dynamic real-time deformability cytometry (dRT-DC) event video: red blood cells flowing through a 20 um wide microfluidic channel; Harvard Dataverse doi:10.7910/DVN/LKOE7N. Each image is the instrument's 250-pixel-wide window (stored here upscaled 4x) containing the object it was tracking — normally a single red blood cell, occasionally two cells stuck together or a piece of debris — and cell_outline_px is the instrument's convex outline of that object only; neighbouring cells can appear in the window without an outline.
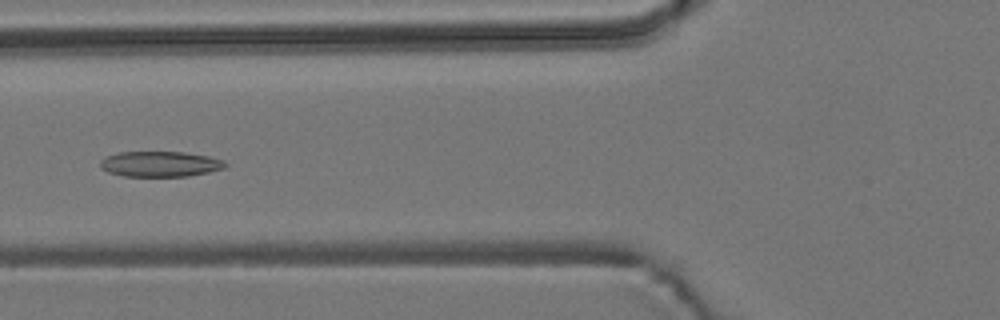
{"species": "common noctule bat (a hibernating species)", "species_latin": "Nyctalus noctula", "temperature_condition": "room temperature", "stored_images_in_passage": 46, "camera_frame_rate_fps": 3000, "um_per_image_px": 0.085, "animal": {"sex": "male", "body_mass_g": 19.2, "forearm_length_mm": 51.8}, "frame": {"image": 1, "passage_image": 21, "time_ms": 6.667, "image_size_px": [1000, 320], "cell_outline_px": [[228, 164], [224, 168], [208, 172], [188, 176], [124, 176], [108, 172], [100, 168], [100, 160], [108, 156], [120, 152], [184, 152], [208, 156], [224, 160]], "centroid_in_image_um": [13.62, 13.94], "position_along_channel_um": 112.2, "area_um2": 18.5}}
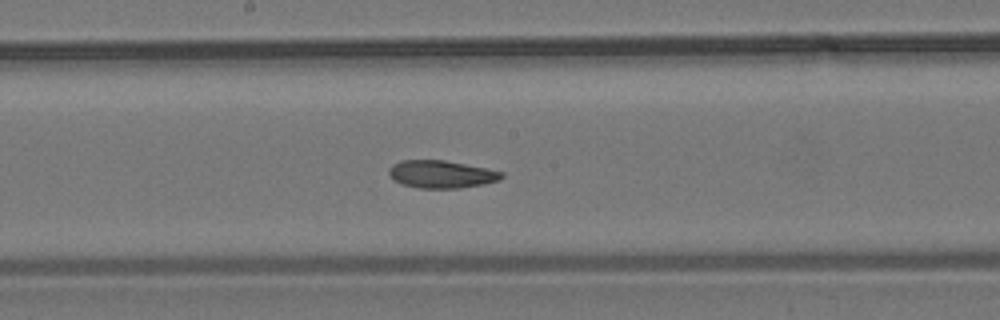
{"frame": {"image": 2, "passage_image": 29, "time_ms": 9.333, "image_size_px": [1000, 320], "cell_outline_px": [[504, 176], [500, 180], [484, 184], [456, 188], [420, 188], [404, 184], [396, 180], [388, 172], [388, 168], [392, 164], [400, 160], [444, 160], [504, 172]], "centroid_in_image_um": [37.53, 14.8], "position_along_channel_um": 210.7, "area_um2": 17.92}}
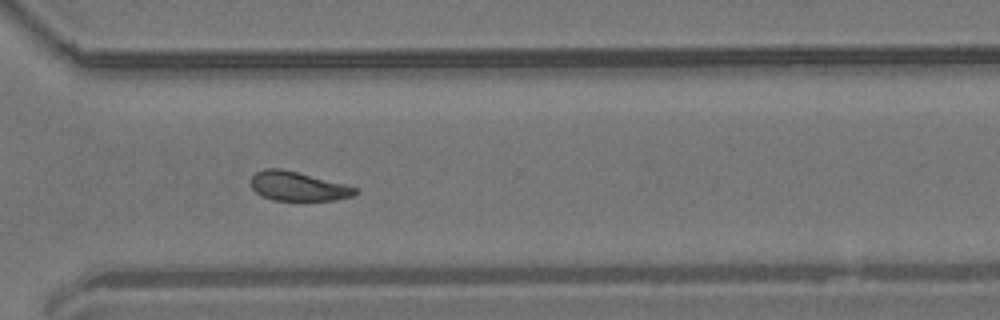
{"frame": {"image": 3, "passage_image": 40, "time_ms": 13.0, "image_size_px": [1000, 320], "cell_outline_px": [[360, 192], [352, 196], [336, 200], [272, 200], [260, 196], [252, 188], [252, 176], [256, 172], [264, 168], [280, 168], [360, 188]], "centroid_in_image_um": [25.34, 15.84], "position_along_channel_um": 345.3, "area_um2": 17.69}, "authors_computed_cell_mechanics": {"area_um2": 20.0277, "velocity_mm_per_s": 3.6786, "shape_relaxation_time_tau1_ms": null, "shape_relaxation_time_tau2_ms": 7.8797, "deformation_change_tau1": null, "deformation_change_tau2": 0.1454}}